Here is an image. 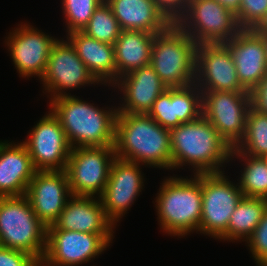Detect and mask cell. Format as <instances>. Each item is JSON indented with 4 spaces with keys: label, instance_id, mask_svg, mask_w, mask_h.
I'll return each instance as SVG.
<instances>
[{
    "label": "cell",
    "instance_id": "cell-36",
    "mask_svg": "<svg viewBox=\"0 0 267 266\" xmlns=\"http://www.w3.org/2000/svg\"><path fill=\"white\" fill-rule=\"evenodd\" d=\"M224 8L237 15L240 10L241 0H215Z\"/></svg>",
    "mask_w": 267,
    "mask_h": 266
},
{
    "label": "cell",
    "instance_id": "cell-8",
    "mask_svg": "<svg viewBox=\"0 0 267 266\" xmlns=\"http://www.w3.org/2000/svg\"><path fill=\"white\" fill-rule=\"evenodd\" d=\"M115 158L114 146L71 148L65 169L71 195L100 197Z\"/></svg>",
    "mask_w": 267,
    "mask_h": 266
},
{
    "label": "cell",
    "instance_id": "cell-14",
    "mask_svg": "<svg viewBox=\"0 0 267 266\" xmlns=\"http://www.w3.org/2000/svg\"><path fill=\"white\" fill-rule=\"evenodd\" d=\"M10 31L6 42L15 68L21 77L39 79L45 73L51 48L58 38H54L29 23Z\"/></svg>",
    "mask_w": 267,
    "mask_h": 266
},
{
    "label": "cell",
    "instance_id": "cell-27",
    "mask_svg": "<svg viewBox=\"0 0 267 266\" xmlns=\"http://www.w3.org/2000/svg\"><path fill=\"white\" fill-rule=\"evenodd\" d=\"M232 152L252 157H267V114L250 108L245 133Z\"/></svg>",
    "mask_w": 267,
    "mask_h": 266
},
{
    "label": "cell",
    "instance_id": "cell-18",
    "mask_svg": "<svg viewBox=\"0 0 267 266\" xmlns=\"http://www.w3.org/2000/svg\"><path fill=\"white\" fill-rule=\"evenodd\" d=\"M115 227L107 218L100 197L72 195L57 222L47 229L100 234L110 244Z\"/></svg>",
    "mask_w": 267,
    "mask_h": 266
},
{
    "label": "cell",
    "instance_id": "cell-17",
    "mask_svg": "<svg viewBox=\"0 0 267 266\" xmlns=\"http://www.w3.org/2000/svg\"><path fill=\"white\" fill-rule=\"evenodd\" d=\"M25 196L38 219L47 228L54 225L72 196L66 171H37Z\"/></svg>",
    "mask_w": 267,
    "mask_h": 266
},
{
    "label": "cell",
    "instance_id": "cell-7",
    "mask_svg": "<svg viewBox=\"0 0 267 266\" xmlns=\"http://www.w3.org/2000/svg\"><path fill=\"white\" fill-rule=\"evenodd\" d=\"M224 172L202 174V214L198 231L227 241L231 215L244 195L239 184L230 181Z\"/></svg>",
    "mask_w": 267,
    "mask_h": 266
},
{
    "label": "cell",
    "instance_id": "cell-1",
    "mask_svg": "<svg viewBox=\"0 0 267 266\" xmlns=\"http://www.w3.org/2000/svg\"><path fill=\"white\" fill-rule=\"evenodd\" d=\"M170 141L172 170L187 164L194 175L220 173L231 160L233 148L203 115L171 129Z\"/></svg>",
    "mask_w": 267,
    "mask_h": 266
},
{
    "label": "cell",
    "instance_id": "cell-20",
    "mask_svg": "<svg viewBox=\"0 0 267 266\" xmlns=\"http://www.w3.org/2000/svg\"><path fill=\"white\" fill-rule=\"evenodd\" d=\"M112 87L119 89L123 97L118 113L148 114L153 102L168 87L161 81L151 64L133 70L118 78Z\"/></svg>",
    "mask_w": 267,
    "mask_h": 266
},
{
    "label": "cell",
    "instance_id": "cell-6",
    "mask_svg": "<svg viewBox=\"0 0 267 266\" xmlns=\"http://www.w3.org/2000/svg\"><path fill=\"white\" fill-rule=\"evenodd\" d=\"M47 227L24 196L0 197V246L30 254L38 263L45 255Z\"/></svg>",
    "mask_w": 267,
    "mask_h": 266
},
{
    "label": "cell",
    "instance_id": "cell-9",
    "mask_svg": "<svg viewBox=\"0 0 267 266\" xmlns=\"http://www.w3.org/2000/svg\"><path fill=\"white\" fill-rule=\"evenodd\" d=\"M177 24L197 43H226L240 30L236 15L215 0H190Z\"/></svg>",
    "mask_w": 267,
    "mask_h": 266
},
{
    "label": "cell",
    "instance_id": "cell-21",
    "mask_svg": "<svg viewBox=\"0 0 267 266\" xmlns=\"http://www.w3.org/2000/svg\"><path fill=\"white\" fill-rule=\"evenodd\" d=\"M236 66L241 86L251 92L267 74V61L261 39L251 29H241L225 43Z\"/></svg>",
    "mask_w": 267,
    "mask_h": 266
},
{
    "label": "cell",
    "instance_id": "cell-39",
    "mask_svg": "<svg viewBox=\"0 0 267 266\" xmlns=\"http://www.w3.org/2000/svg\"><path fill=\"white\" fill-rule=\"evenodd\" d=\"M36 266H44V265L40 262V263H37Z\"/></svg>",
    "mask_w": 267,
    "mask_h": 266
},
{
    "label": "cell",
    "instance_id": "cell-15",
    "mask_svg": "<svg viewBox=\"0 0 267 266\" xmlns=\"http://www.w3.org/2000/svg\"><path fill=\"white\" fill-rule=\"evenodd\" d=\"M195 84L200 90L248 92L239 83L234 60L225 43L197 45Z\"/></svg>",
    "mask_w": 267,
    "mask_h": 266
},
{
    "label": "cell",
    "instance_id": "cell-2",
    "mask_svg": "<svg viewBox=\"0 0 267 266\" xmlns=\"http://www.w3.org/2000/svg\"><path fill=\"white\" fill-rule=\"evenodd\" d=\"M114 148L117 158L172 170L170 130L148 114L117 113Z\"/></svg>",
    "mask_w": 267,
    "mask_h": 266
},
{
    "label": "cell",
    "instance_id": "cell-35",
    "mask_svg": "<svg viewBox=\"0 0 267 266\" xmlns=\"http://www.w3.org/2000/svg\"><path fill=\"white\" fill-rule=\"evenodd\" d=\"M250 93L252 107L261 113L267 114V74Z\"/></svg>",
    "mask_w": 267,
    "mask_h": 266
},
{
    "label": "cell",
    "instance_id": "cell-25",
    "mask_svg": "<svg viewBox=\"0 0 267 266\" xmlns=\"http://www.w3.org/2000/svg\"><path fill=\"white\" fill-rule=\"evenodd\" d=\"M154 33L138 30H121L114 43L116 81L129 72L151 62Z\"/></svg>",
    "mask_w": 267,
    "mask_h": 266
},
{
    "label": "cell",
    "instance_id": "cell-22",
    "mask_svg": "<svg viewBox=\"0 0 267 266\" xmlns=\"http://www.w3.org/2000/svg\"><path fill=\"white\" fill-rule=\"evenodd\" d=\"M8 142L0 141V197L24 196L37 170L22 142Z\"/></svg>",
    "mask_w": 267,
    "mask_h": 266
},
{
    "label": "cell",
    "instance_id": "cell-34",
    "mask_svg": "<svg viewBox=\"0 0 267 266\" xmlns=\"http://www.w3.org/2000/svg\"><path fill=\"white\" fill-rule=\"evenodd\" d=\"M190 0H154L157 7L172 22L177 21L187 12Z\"/></svg>",
    "mask_w": 267,
    "mask_h": 266
},
{
    "label": "cell",
    "instance_id": "cell-13",
    "mask_svg": "<svg viewBox=\"0 0 267 266\" xmlns=\"http://www.w3.org/2000/svg\"><path fill=\"white\" fill-rule=\"evenodd\" d=\"M110 244L100 235L62 229H47L44 266H78L88 263Z\"/></svg>",
    "mask_w": 267,
    "mask_h": 266
},
{
    "label": "cell",
    "instance_id": "cell-37",
    "mask_svg": "<svg viewBox=\"0 0 267 266\" xmlns=\"http://www.w3.org/2000/svg\"><path fill=\"white\" fill-rule=\"evenodd\" d=\"M253 32H265L267 33V12L261 22L254 28L251 29Z\"/></svg>",
    "mask_w": 267,
    "mask_h": 266
},
{
    "label": "cell",
    "instance_id": "cell-26",
    "mask_svg": "<svg viewBox=\"0 0 267 266\" xmlns=\"http://www.w3.org/2000/svg\"><path fill=\"white\" fill-rule=\"evenodd\" d=\"M267 211V199L243 196L227 226V241H246Z\"/></svg>",
    "mask_w": 267,
    "mask_h": 266
},
{
    "label": "cell",
    "instance_id": "cell-12",
    "mask_svg": "<svg viewBox=\"0 0 267 266\" xmlns=\"http://www.w3.org/2000/svg\"><path fill=\"white\" fill-rule=\"evenodd\" d=\"M37 171H64L71 146L60 120L50 110L30 130L22 142Z\"/></svg>",
    "mask_w": 267,
    "mask_h": 266
},
{
    "label": "cell",
    "instance_id": "cell-30",
    "mask_svg": "<svg viewBox=\"0 0 267 266\" xmlns=\"http://www.w3.org/2000/svg\"><path fill=\"white\" fill-rule=\"evenodd\" d=\"M105 0H62L67 30L72 33L82 31L89 22L94 11Z\"/></svg>",
    "mask_w": 267,
    "mask_h": 266
},
{
    "label": "cell",
    "instance_id": "cell-11",
    "mask_svg": "<svg viewBox=\"0 0 267 266\" xmlns=\"http://www.w3.org/2000/svg\"><path fill=\"white\" fill-rule=\"evenodd\" d=\"M40 80L44 91L51 95L50 101L71 95L67 93L68 90L99 84L78 57L74 46L64 38L57 39L53 44L45 73Z\"/></svg>",
    "mask_w": 267,
    "mask_h": 266
},
{
    "label": "cell",
    "instance_id": "cell-31",
    "mask_svg": "<svg viewBox=\"0 0 267 266\" xmlns=\"http://www.w3.org/2000/svg\"><path fill=\"white\" fill-rule=\"evenodd\" d=\"M267 12V0H241L236 20L241 29H254Z\"/></svg>",
    "mask_w": 267,
    "mask_h": 266
},
{
    "label": "cell",
    "instance_id": "cell-4",
    "mask_svg": "<svg viewBox=\"0 0 267 266\" xmlns=\"http://www.w3.org/2000/svg\"><path fill=\"white\" fill-rule=\"evenodd\" d=\"M193 178L167 177L155 202L160 228L168 235L184 237L199 230L202 214V174Z\"/></svg>",
    "mask_w": 267,
    "mask_h": 266
},
{
    "label": "cell",
    "instance_id": "cell-38",
    "mask_svg": "<svg viewBox=\"0 0 267 266\" xmlns=\"http://www.w3.org/2000/svg\"><path fill=\"white\" fill-rule=\"evenodd\" d=\"M262 41V44L264 46V50H265V58L267 61V33L265 32H254Z\"/></svg>",
    "mask_w": 267,
    "mask_h": 266
},
{
    "label": "cell",
    "instance_id": "cell-23",
    "mask_svg": "<svg viewBox=\"0 0 267 266\" xmlns=\"http://www.w3.org/2000/svg\"><path fill=\"white\" fill-rule=\"evenodd\" d=\"M105 1L111 7L121 30H138L157 34L172 24L154 0Z\"/></svg>",
    "mask_w": 267,
    "mask_h": 266
},
{
    "label": "cell",
    "instance_id": "cell-10",
    "mask_svg": "<svg viewBox=\"0 0 267 266\" xmlns=\"http://www.w3.org/2000/svg\"><path fill=\"white\" fill-rule=\"evenodd\" d=\"M202 91V115L234 148L243 138L252 107L250 92Z\"/></svg>",
    "mask_w": 267,
    "mask_h": 266
},
{
    "label": "cell",
    "instance_id": "cell-5",
    "mask_svg": "<svg viewBox=\"0 0 267 266\" xmlns=\"http://www.w3.org/2000/svg\"><path fill=\"white\" fill-rule=\"evenodd\" d=\"M196 48L197 43L177 23L155 35L150 64L168 88L195 83Z\"/></svg>",
    "mask_w": 267,
    "mask_h": 266
},
{
    "label": "cell",
    "instance_id": "cell-32",
    "mask_svg": "<svg viewBox=\"0 0 267 266\" xmlns=\"http://www.w3.org/2000/svg\"><path fill=\"white\" fill-rule=\"evenodd\" d=\"M246 243L257 263L256 266H267V211Z\"/></svg>",
    "mask_w": 267,
    "mask_h": 266
},
{
    "label": "cell",
    "instance_id": "cell-29",
    "mask_svg": "<svg viewBox=\"0 0 267 266\" xmlns=\"http://www.w3.org/2000/svg\"><path fill=\"white\" fill-rule=\"evenodd\" d=\"M81 32L100 42L114 45L120 35L121 28L111 7L106 1H103Z\"/></svg>",
    "mask_w": 267,
    "mask_h": 266
},
{
    "label": "cell",
    "instance_id": "cell-24",
    "mask_svg": "<svg viewBox=\"0 0 267 266\" xmlns=\"http://www.w3.org/2000/svg\"><path fill=\"white\" fill-rule=\"evenodd\" d=\"M66 36L94 78L101 85L112 86L116 82L114 45L100 42L81 31Z\"/></svg>",
    "mask_w": 267,
    "mask_h": 266
},
{
    "label": "cell",
    "instance_id": "cell-19",
    "mask_svg": "<svg viewBox=\"0 0 267 266\" xmlns=\"http://www.w3.org/2000/svg\"><path fill=\"white\" fill-rule=\"evenodd\" d=\"M148 115L168 130L197 120L202 116V91L195 83L167 88L153 102Z\"/></svg>",
    "mask_w": 267,
    "mask_h": 266
},
{
    "label": "cell",
    "instance_id": "cell-3",
    "mask_svg": "<svg viewBox=\"0 0 267 266\" xmlns=\"http://www.w3.org/2000/svg\"><path fill=\"white\" fill-rule=\"evenodd\" d=\"M93 105L75 95L49 102V109L60 120L71 148L114 146L117 107L101 109Z\"/></svg>",
    "mask_w": 267,
    "mask_h": 266
},
{
    "label": "cell",
    "instance_id": "cell-33",
    "mask_svg": "<svg viewBox=\"0 0 267 266\" xmlns=\"http://www.w3.org/2000/svg\"><path fill=\"white\" fill-rule=\"evenodd\" d=\"M37 263L28 253L0 246V266H36Z\"/></svg>",
    "mask_w": 267,
    "mask_h": 266
},
{
    "label": "cell",
    "instance_id": "cell-16",
    "mask_svg": "<svg viewBox=\"0 0 267 266\" xmlns=\"http://www.w3.org/2000/svg\"><path fill=\"white\" fill-rule=\"evenodd\" d=\"M140 164L115 158L109 179L100 196L107 218L115 225L134 204L144 186Z\"/></svg>",
    "mask_w": 267,
    "mask_h": 266
},
{
    "label": "cell",
    "instance_id": "cell-28",
    "mask_svg": "<svg viewBox=\"0 0 267 266\" xmlns=\"http://www.w3.org/2000/svg\"><path fill=\"white\" fill-rule=\"evenodd\" d=\"M233 156L241 158L245 167L241 170L239 177V187L245 197L264 198L267 199V167L266 157H252L244 155L241 152H232Z\"/></svg>",
    "mask_w": 267,
    "mask_h": 266
}]
</instances>
